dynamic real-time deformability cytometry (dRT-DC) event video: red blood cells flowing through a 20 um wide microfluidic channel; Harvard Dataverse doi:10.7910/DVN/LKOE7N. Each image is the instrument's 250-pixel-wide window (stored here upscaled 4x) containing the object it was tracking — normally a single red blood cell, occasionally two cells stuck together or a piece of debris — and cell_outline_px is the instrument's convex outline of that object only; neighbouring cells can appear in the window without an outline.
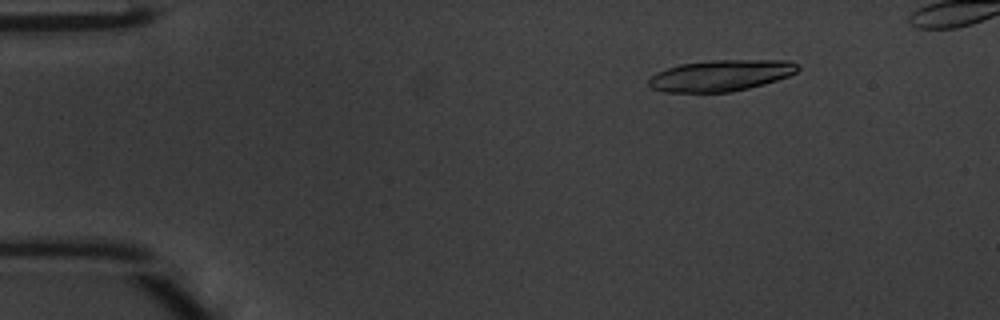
{"species": "common noctule bat (a hibernating species)", "species_latin": "Nyctalus noctula", "temperature_condition": "warm", "stored_images_in_passage": 45, "camera_frame_rate_fps": 3000, "um_per_image_px": 0.085, "animal": {"sex": "male", "body_mass_g": 20.1, "forearm_length_mm": 53.5}, "frame": {"image": 1, "passage_image": 7, "time_ms": 2.0, "image_size_px": [1000, 320], "cell_outline_px": [[800, 68], [796, 72], [788, 76], [764, 84], [732, 92], [664, 92], [652, 88], [648, 84], [648, 80], [656, 72], [680, 64], [712, 60], [792, 60], [800, 64]], "centroid_in_image_um": [61.3, 6.41], "position_along_channel_um": 23.7, "area_um2": 27.22}}